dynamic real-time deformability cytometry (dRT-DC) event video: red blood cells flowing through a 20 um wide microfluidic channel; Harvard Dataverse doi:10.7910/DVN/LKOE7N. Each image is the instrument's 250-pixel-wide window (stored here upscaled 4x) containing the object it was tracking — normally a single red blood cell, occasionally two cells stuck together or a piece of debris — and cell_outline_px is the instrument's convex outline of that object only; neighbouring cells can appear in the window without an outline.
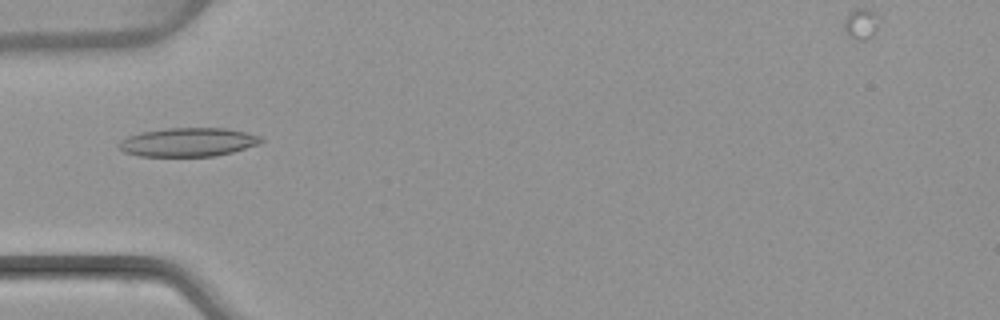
{"species": "common noctule bat (a hibernating species)", "species_latin": "Nyctalus noctula", "temperature_condition": "warm", "stored_images_in_passage": 6, "camera_frame_rate_fps": 3000, "um_per_image_px": 0.085, "animal": {"sex": "female", "body_mass_g": 22.7, "forearm_length_mm": 54.2}, "frame": {"image": 1, "passage_image": 5, "time_ms": 5.0, "image_size_px": [1000, 320], "cell_outline_px": [[264, 140], [260, 144], [232, 152], [216, 156], [140, 156], [124, 152], [116, 144], [120, 140], [128, 136], [140, 132], [168, 128], [228, 128], [260, 136]], "centroid_in_image_um": [15.98, 12.08], "position_along_channel_um": 69.0, "area_um2": 23.87}}
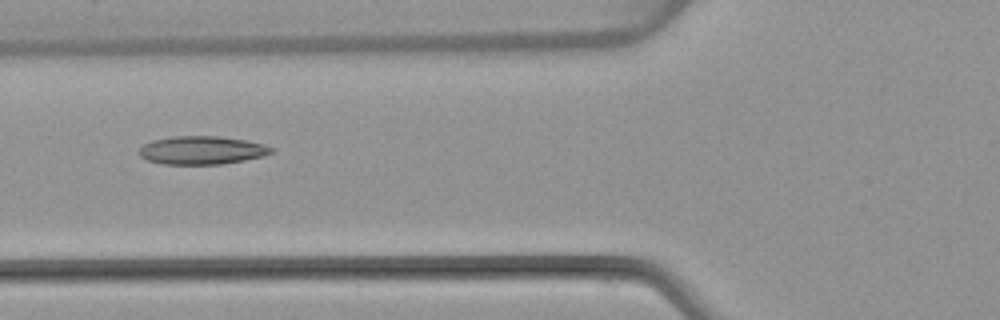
{"frame": {"image": 2, "passage_image": 6, "time_ms": 6.0, "image_size_px": [1000, 320], "cell_outline_px": [[272, 152], [264, 156], [244, 160], [220, 164], [164, 164], [148, 160], [140, 156], [140, 148], [144, 144], [152, 140], [172, 136], [220, 136], [248, 140], [264, 144], [272, 148]], "centroid_in_image_um": [17.17, 12.76], "position_along_channel_um": 108.6, "area_um2": 21.73}}